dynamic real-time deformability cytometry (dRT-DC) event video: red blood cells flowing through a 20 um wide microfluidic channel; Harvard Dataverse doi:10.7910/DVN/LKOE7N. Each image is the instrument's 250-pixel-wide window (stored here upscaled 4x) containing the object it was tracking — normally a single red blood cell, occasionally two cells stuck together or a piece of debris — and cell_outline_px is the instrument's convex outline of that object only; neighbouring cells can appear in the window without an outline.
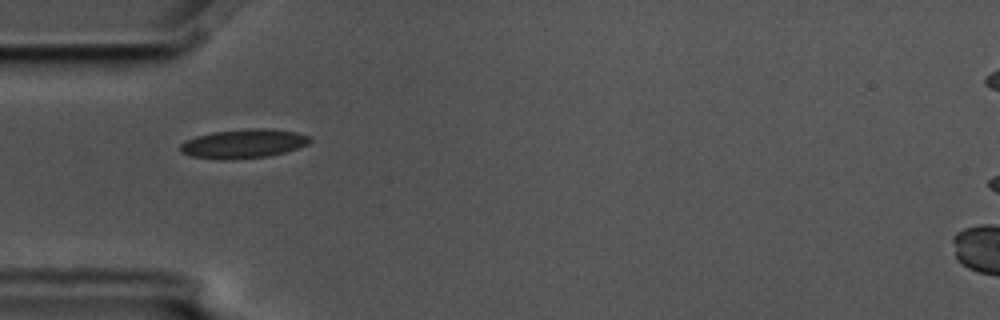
{"species": "common noctule bat (a hibernating species)", "species_latin": "Nyctalus noctula", "temperature_condition": "cold", "stored_images_in_passage": 2, "camera_frame_rate_fps": 3000, "um_per_image_px": 0.085, "animal": {"sex": "male", "body_mass_g": 17.5, "forearm_length_mm": 52.3}, "frame": {"image": 1, "passage_image": 1, "time_ms": 0.0, "image_size_px": [1000, 320], "cell_outline_px": [[312, 140], [308, 144], [284, 152], [268, 156], [224, 160], [192, 156], [180, 152], [180, 144], [184, 140], [196, 136], [212, 132], [248, 128], [268, 128], [296, 132], [308, 136]], "centroid_in_image_um": [20.67, 12.2], "position_along_channel_um": 64.3, "area_um2": 21.91}}